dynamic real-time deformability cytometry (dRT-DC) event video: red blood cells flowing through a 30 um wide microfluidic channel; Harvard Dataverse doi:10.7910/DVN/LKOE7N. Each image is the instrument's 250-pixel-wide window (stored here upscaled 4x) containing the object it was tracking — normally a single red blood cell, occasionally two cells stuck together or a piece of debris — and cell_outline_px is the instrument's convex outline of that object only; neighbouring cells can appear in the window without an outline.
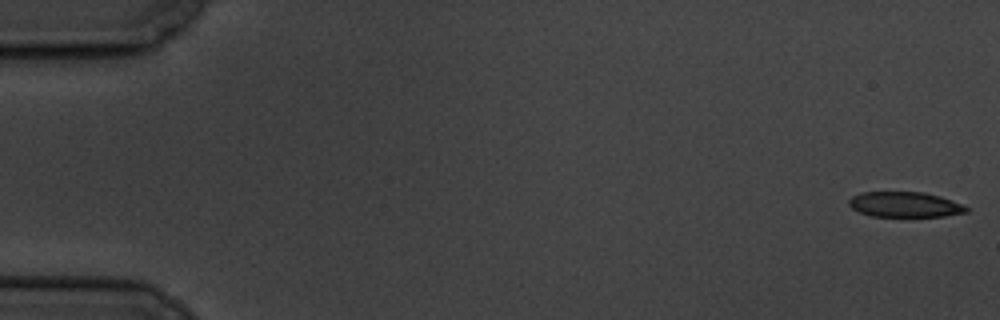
{"species": "common noctule bat (a hibernating species)", "species_latin": "Nyctalus noctula", "temperature_condition": "cold", "stored_images_in_passage": 8, "camera_frame_rate_fps": 3000, "um_per_image_px": 0.085, "animal": {"sex": "male", "body_mass_g": 19.5, "forearm_length_mm": 54.6}, "frame": {"image": 1, "passage_image": 1, "time_ms": 0.0, "image_size_px": [1000, 320], "cell_outline_px": [[968, 212], [944, 216], [872, 216], [860, 212], [852, 208], [848, 204], [848, 200], [852, 196], [860, 192], [924, 192], [940, 196], [960, 204], [968, 208]], "centroid_in_image_um": [76.88, 17.38], "position_along_channel_um": 8.1, "area_um2": 17.17}}
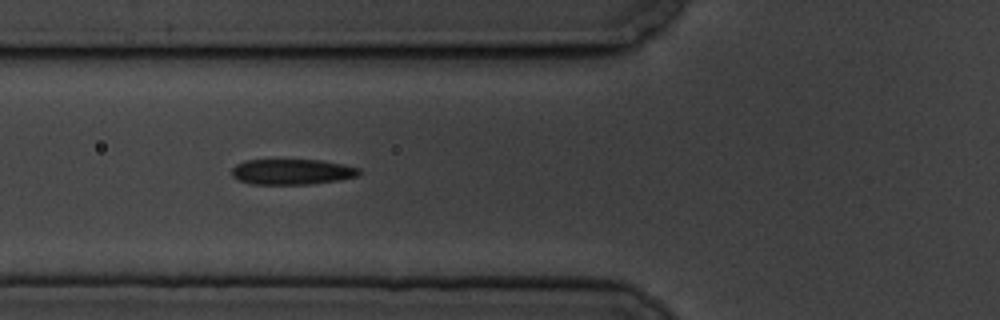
{"frame": {"image": 2, "passage_image": 7, "time_ms": 7.0, "image_size_px": [1000, 320], "cell_outline_px": [[360, 172], [356, 176], [340, 180], [312, 184], [252, 184], [240, 180], [232, 176], [232, 168], [236, 164], [244, 160], [324, 160], [360, 168]], "centroid_in_image_um": [24.82, 14.6], "position_along_channel_um": 101.0, "area_um2": 18.96}}
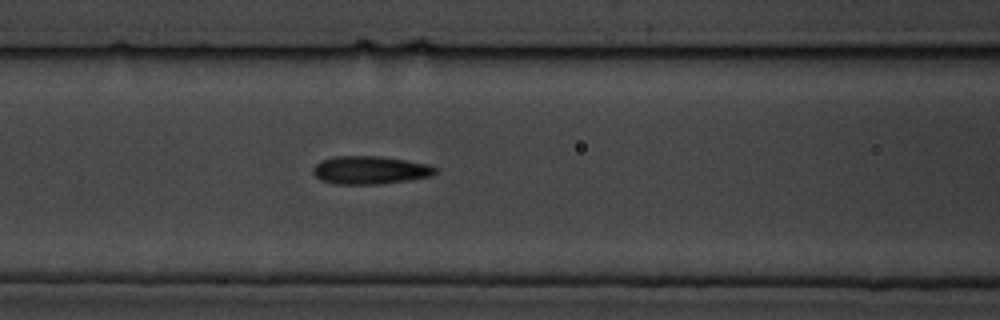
{"frame": {"image": 3, "passage_image": 8, "time_ms": 8.0, "image_size_px": [1000, 320], "cell_outline_px": [[440, 168], [432, 176], [408, 180], [380, 184], [332, 184], [320, 180], [312, 172], [312, 168], [320, 160], [332, 156], [380, 156], [408, 160], [428, 164]], "centroid_in_image_um": [31.45, 14.45], "position_along_channel_um": 135.1, "area_um2": 20.35}}